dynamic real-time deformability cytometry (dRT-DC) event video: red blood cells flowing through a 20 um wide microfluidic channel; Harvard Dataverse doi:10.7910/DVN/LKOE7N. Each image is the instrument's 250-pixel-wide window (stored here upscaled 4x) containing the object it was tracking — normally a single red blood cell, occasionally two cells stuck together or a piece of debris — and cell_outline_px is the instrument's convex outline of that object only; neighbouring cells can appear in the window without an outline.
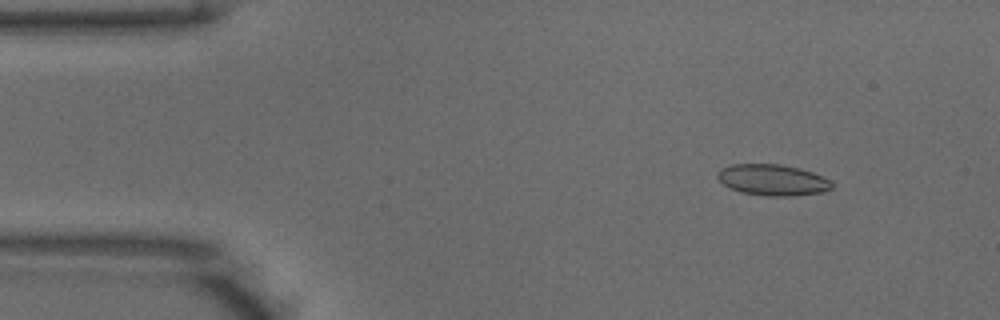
{"species": "common noctule bat (a hibernating species)", "species_latin": "Nyctalus noctula", "temperature_condition": "warm", "stored_images_in_passage": 51, "camera_frame_rate_fps": 3000, "um_per_image_px": 0.085, "animal": {"sex": "male", "body_mass_g": 18.8}, "frame": {"image": 1, "passage_image": 6, "time_ms": 1.667, "image_size_px": [1000, 320], "cell_outline_px": [[832, 188], [824, 192], [792, 196], [764, 196], [740, 192], [728, 188], [716, 176], [716, 172], [720, 168], [732, 164], [780, 164], [800, 168], [812, 172], [828, 180], [832, 184]], "centroid_in_image_um": [65.62, 15.3], "position_along_channel_um": 19.4, "area_um2": 20.87}}
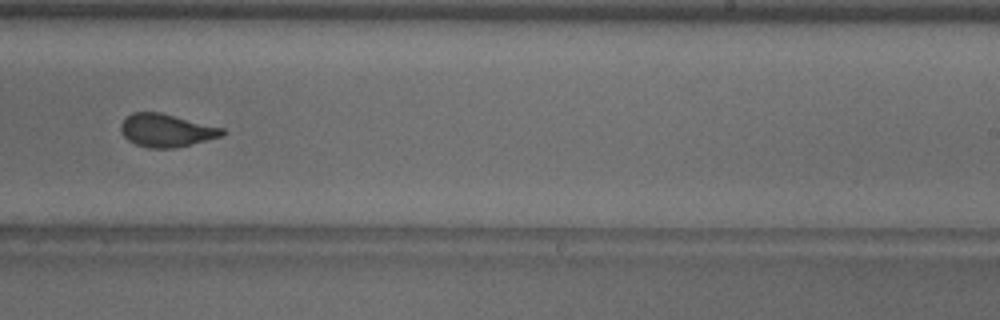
{"frame": {"image": 2, "passage_image": 31, "time_ms": 10.0, "image_size_px": [1000, 320], "cell_outline_px": [[228, 132], [224, 136], [176, 148], [148, 148], [136, 144], [128, 140], [120, 132], [120, 124], [132, 112], [160, 112], [224, 128]], "centroid_in_image_um": [14.17, 11.09], "position_along_channel_um": 274.8, "area_um2": 19.65}}
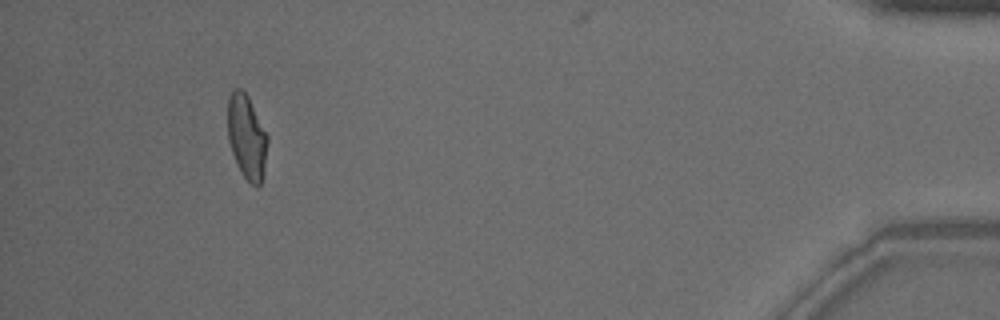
{"frame": {"image": 3, "passage_image": 47, "time_ms": 15.333, "image_size_px": [1000, 320], "cell_outline_px": [[268, 140], [264, 172], [260, 184], [256, 188], [240, 172], [236, 164], [228, 140], [228, 100], [232, 92], [236, 88], [240, 88], [248, 96], [268, 136]], "centroid_in_image_um": [20.98, 11.66], "position_along_channel_um": 414.2, "area_um2": 19.48}, "authors_computed_cell_mechanics": {"area_um2": 20.0566, "velocity_mm_per_s": 3.946, "shape_relaxation_time_tau1_ms": 5.5792, "shape_relaxation_time_tau2_ms": 0.7074, "deformation_change_tau1": 0.1493, "deformation_change_tau2": 0.0616}}